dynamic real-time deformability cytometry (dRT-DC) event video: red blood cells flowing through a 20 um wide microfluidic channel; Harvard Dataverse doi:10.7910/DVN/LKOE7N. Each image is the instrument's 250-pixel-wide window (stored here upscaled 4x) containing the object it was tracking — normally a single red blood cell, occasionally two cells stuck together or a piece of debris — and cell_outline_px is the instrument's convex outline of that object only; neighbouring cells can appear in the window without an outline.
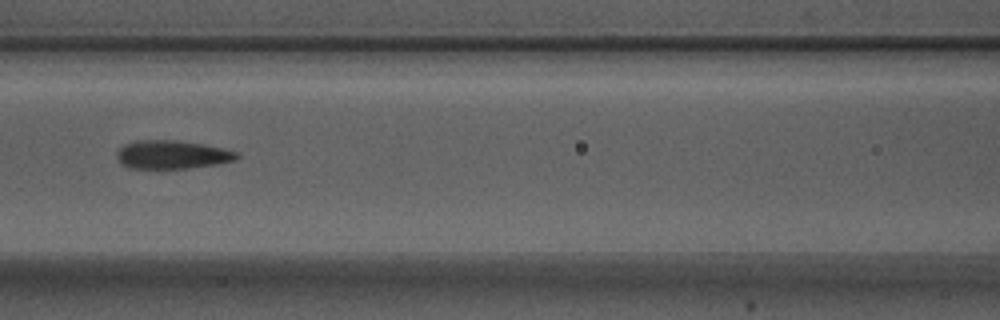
{"species": "Egyptian fruit bat (a non-hibernating species)", "species_latin": "Rousettus aegyptiacus", "temperature_condition": "warm", "stored_images_in_passage": 13, "camera_frame_rate_fps": 3000, "um_per_image_px": 0.085, "animal": {"sex": "male"}, "frame": {"image": 1, "passage_image": 6, "time_ms": 1.667, "image_size_px": [1000, 320], "cell_outline_px": [[240, 156], [236, 160], [216, 164], [188, 168], [128, 168], [116, 156], [116, 152], [124, 144], [136, 140], [176, 140], [204, 144], [240, 152]], "centroid_in_image_um": [14.66, 13.13], "position_along_channel_um": 151.9, "area_um2": 19.88}}
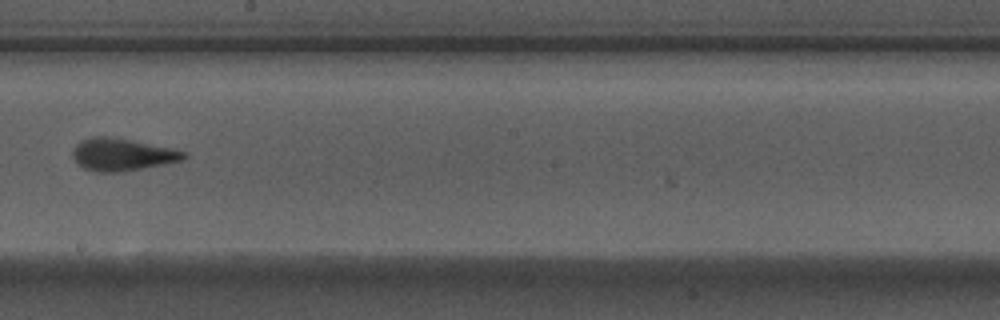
{"frame": {"image": 2, "passage_image": 8, "time_ms": 2.333, "image_size_px": [1000, 320], "cell_outline_px": [[188, 156], [184, 160], [120, 172], [96, 172], [84, 168], [72, 156], [72, 152], [76, 144], [80, 140], [92, 136], [108, 136], [172, 148], [184, 152]], "centroid_in_image_um": [10.36, 13.13], "position_along_channel_um": 237.8, "area_um2": 20.75}}
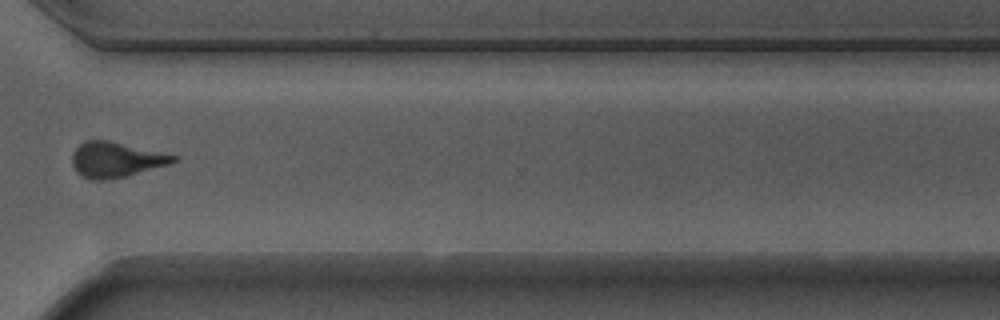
{"frame": {"image": 3, "passage_image": 11, "time_ms": 3.333, "image_size_px": [1000, 320], "cell_outline_px": [[180, 156], [176, 160], [168, 164], [124, 176], [104, 180], [92, 180], [80, 176], [76, 172], [72, 164], [72, 156], [76, 148], [84, 140], [108, 140]], "centroid_in_image_um": [9.81, 13.56], "position_along_channel_um": 360.8, "area_um2": 20.63}}